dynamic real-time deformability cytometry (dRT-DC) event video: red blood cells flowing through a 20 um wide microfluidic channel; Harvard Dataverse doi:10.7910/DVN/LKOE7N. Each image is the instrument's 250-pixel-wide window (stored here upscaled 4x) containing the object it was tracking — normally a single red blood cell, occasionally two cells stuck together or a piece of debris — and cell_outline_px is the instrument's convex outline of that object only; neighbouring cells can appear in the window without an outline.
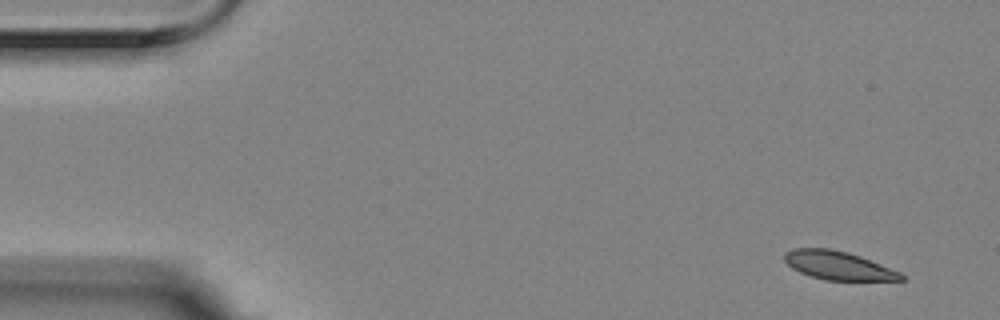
{"species": "Egyptian fruit bat (a non-hibernating species)", "species_latin": "Rousettus aegyptiacus", "temperature_condition": "room temperature", "stored_images_in_passage": 6, "segment_of_instrument_passage": [1, 2], "camera_frame_rate_fps": 3000, "um_per_image_px": 0.085, "animal": {"sex": "female"}, "frame": {"image": 1, "passage_image": 1, "time_ms": 0.0, "image_size_px": [1000, 320], "cell_outline_px": [[904, 280], [824, 280], [800, 272], [792, 268], [784, 260], [784, 252], [792, 248], [832, 248], [848, 252], [860, 256], [900, 272], [904, 276]], "centroid_in_image_um": [71.22, 22.55], "position_along_channel_um": 13.8, "area_um2": 19.31}}
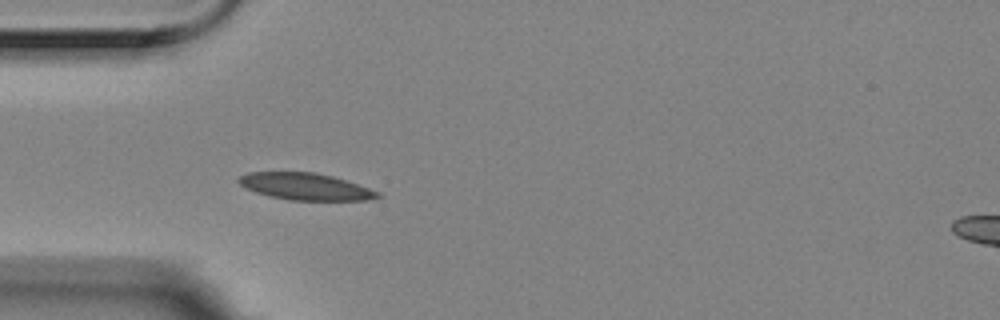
{"frame": {"image": 2, "passage_image": 5, "time_ms": 1.333, "image_size_px": [1000, 320], "cell_outline_px": [[380, 196], [368, 200], [288, 200], [268, 196], [244, 188], [236, 180], [240, 176], [248, 172], [316, 172], [332, 176], [380, 192]], "centroid_in_image_um": [25.9, 15.85], "position_along_channel_um": 59.1, "area_um2": 21.68}}